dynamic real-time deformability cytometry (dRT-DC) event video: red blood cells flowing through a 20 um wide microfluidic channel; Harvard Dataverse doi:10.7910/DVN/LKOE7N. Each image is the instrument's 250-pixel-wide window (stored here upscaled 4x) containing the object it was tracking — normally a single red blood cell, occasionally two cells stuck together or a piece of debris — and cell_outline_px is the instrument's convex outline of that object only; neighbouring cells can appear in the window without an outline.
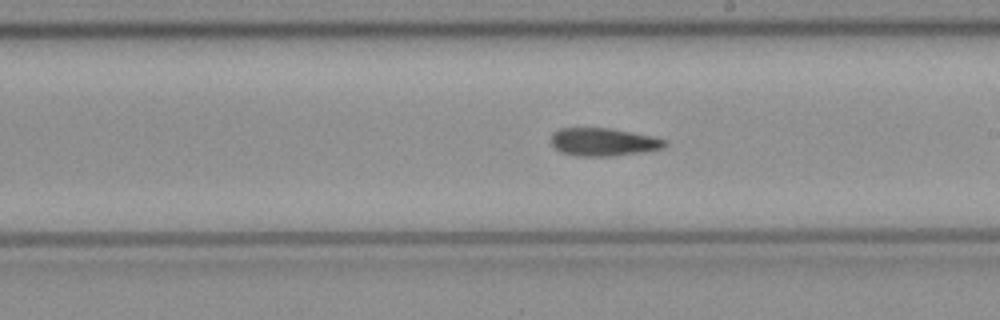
{"species": "common noctule bat (a hibernating species)", "species_latin": "Nyctalus noctula", "temperature_condition": "cold", "stored_images_in_passage": 27, "camera_frame_rate_fps": 3000, "um_per_image_px": 0.085, "animal": {"sex": "female", "body_mass_g": 21.9}, "frame": {"image": 1, "passage_image": 16, "time_ms": 5.0, "image_size_px": [1000, 320], "cell_outline_px": [[668, 144], [664, 148], [612, 156], [576, 156], [560, 152], [552, 144], [552, 132], [560, 128], [608, 128], [652, 136], [668, 140]], "centroid_in_image_um": [51.29, 12.07], "position_along_channel_um": 237.7, "area_um2": 18.44}}
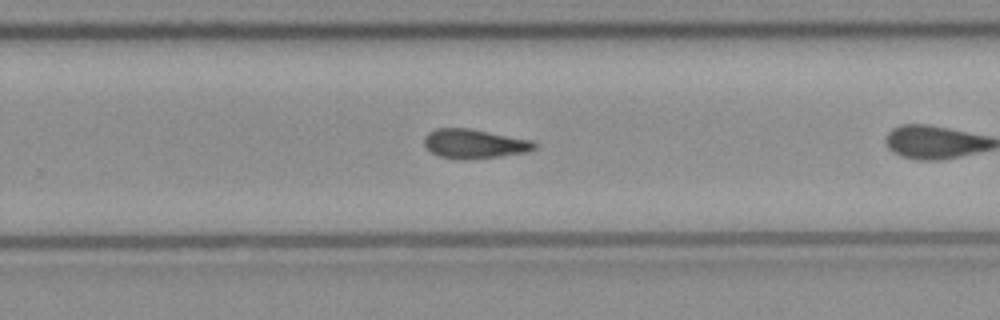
{"frame": {"image": 2, "passage_image": 20, "time_ms": 6.333, "image_size_px": [1000, 320], "cell_outline_px": [[536, 148], [528, 152], [500, 156], [464, 160], [440, 156], [432, 152], [424, 144], [424, 136], [428, 132], [436, 128], [468, 128], [532, 140], [536, 144]], "centroid_in_image_um": [40.32, 12.22], "position_along_channel_um": 289.5, "area_um2": 18.73}}
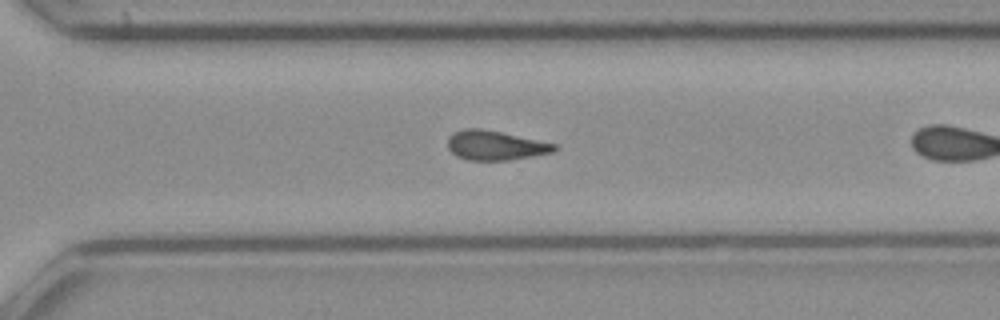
{"frame": {"image": 3, "passage_image": 23, "time_ms": 7.333, "image_size_px": [1000, 320], "cell_outline_px": [[560, 148], [552, 152], [512, 160], [468, 160], [456, 156], [448, 148], [448, 136], [452, 132], [464, 128], [480, 128], [500, 132], [556, 144]], "centroid_in_image_um": [42.07, 12.36], "position_along_channel_um": 328.5, "area_um2": 18.32}}